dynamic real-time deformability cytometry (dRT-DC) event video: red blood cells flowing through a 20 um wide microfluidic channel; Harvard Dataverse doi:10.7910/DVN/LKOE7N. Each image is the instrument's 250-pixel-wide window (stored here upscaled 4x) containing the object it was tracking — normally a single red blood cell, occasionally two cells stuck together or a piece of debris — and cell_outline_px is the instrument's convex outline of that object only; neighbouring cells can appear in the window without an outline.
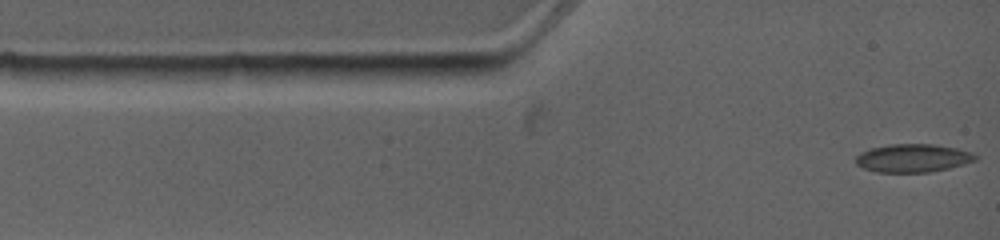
{"species": "common noctule bat (a hibernating species)", "species_latin": "Nyctalus noctula", "temperature_condition": "warm", "stored_images_in_passage": 5, "camera_frame_rate_fps": 4500, "um_per_image_px": 0.085, "animal": {"sex": "female", "body_mass_g": 19.0, "forearm_length_mm": 53.3}, "frame": {"image": 1, "passage_image": 1, "time_ms": 0.0, "image_size_px": [1000, 240], "cell_outline_px": [[976, 160], [964, 164], [948, 168], [928, 172], [876, 172], [864, 168], [856, 164], [856, 156], [860, 152], [872, 148], [892, 144], [936, 144], [956, 148], [972, 152], [976, 156]], "centroid_in_image_um": [77.59, 13.43], "position_along_channel_um": 7.4, "area_um2": 19.54}}
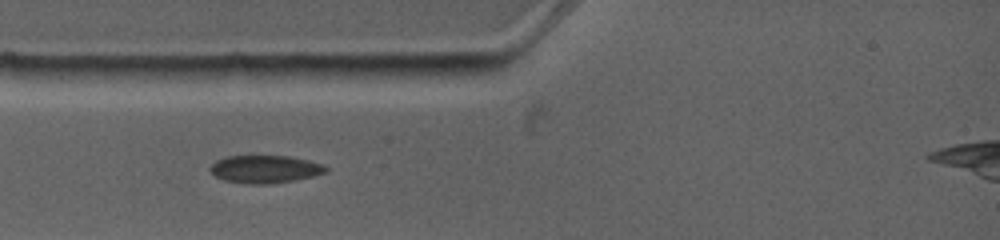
{"frame": {"image": 2, "passage_image": 4, "time_ms": 2.444, "image_size_px": [1000, 240], "cell_outline_px": [[328, 172], [312, 176], [292, 180], [264, 184], [252, 184], [224, 180], [216, 176], [208, 168], [216, 160], [224, 156], [288, 156], [308, 160], [320, 164], [328, 168]], "centroid_in_image_um": [22.5, 14.36], "position_along_channel_um": 62.5, "area_um2": 18.44}}
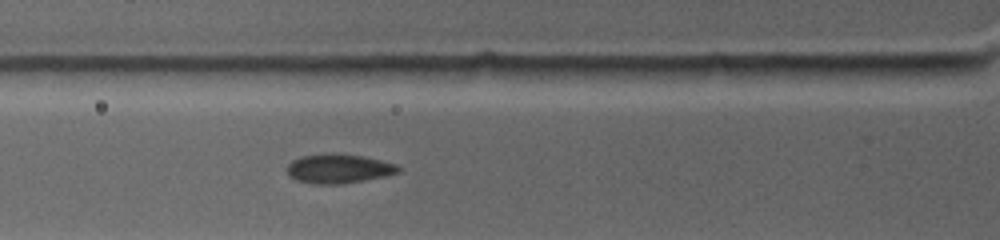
{"frame": {"image": 3, "passage_image": 5, "time_ms": 3.333, "image_size_px": [1000, 240], "cell_outline_px": [[400, 172], [384, 176], [364, 180], [340, 184], [316, 184], [296, 180], [288, 176], [288, 164], [292, 160], [300, 156], [324, 152], [332, 152], [364, 156], [396, 164], [400, 168]], "centroid_in_image_um": [28.75, 14.31], "position_along_channel_um": 97.0, "area_um2": 19.19}}